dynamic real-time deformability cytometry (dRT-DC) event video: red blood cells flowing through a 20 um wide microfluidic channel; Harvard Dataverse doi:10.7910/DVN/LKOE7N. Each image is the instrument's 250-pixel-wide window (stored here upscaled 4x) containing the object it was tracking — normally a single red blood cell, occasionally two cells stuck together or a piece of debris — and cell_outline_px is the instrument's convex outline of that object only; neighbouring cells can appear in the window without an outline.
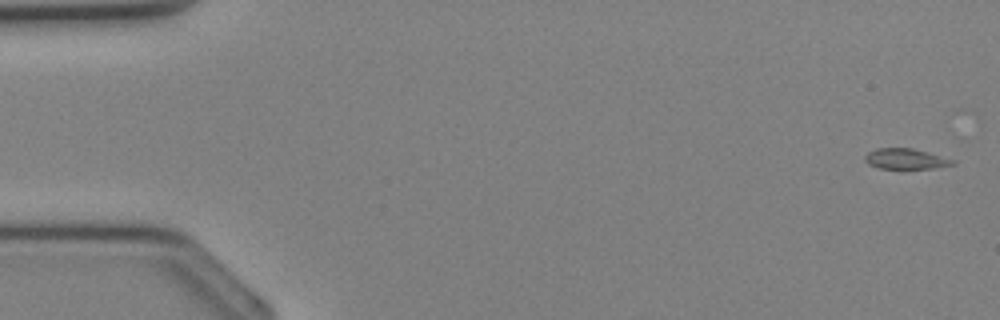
{"species": "Egyptian fruit bat (a non-hibernating species)", "species_latin": "Rousettus aegyptiacus", "temperature_condition": "cold", "stored_images_in_passage": 10, "camera_frame_rate_fps": 3000, "um_per_image_px": 0.085, "animal": {"sex": "female"}, "frame": {"image": 1, "passage_image": 1, "time_ms": 0.0, "image_size_px": [1000, 320], "cell_outline_px": [[956, 164], [932, 168], [880, 168], [868, 164], [864, 160], [864, 156], [868, 152], [876, 148], [912, 148], [956, 160]], "centroid_in_image_um": [76.97, 13.49], "position_along_channel_um": 8.0, "area_um2": 10.4}}